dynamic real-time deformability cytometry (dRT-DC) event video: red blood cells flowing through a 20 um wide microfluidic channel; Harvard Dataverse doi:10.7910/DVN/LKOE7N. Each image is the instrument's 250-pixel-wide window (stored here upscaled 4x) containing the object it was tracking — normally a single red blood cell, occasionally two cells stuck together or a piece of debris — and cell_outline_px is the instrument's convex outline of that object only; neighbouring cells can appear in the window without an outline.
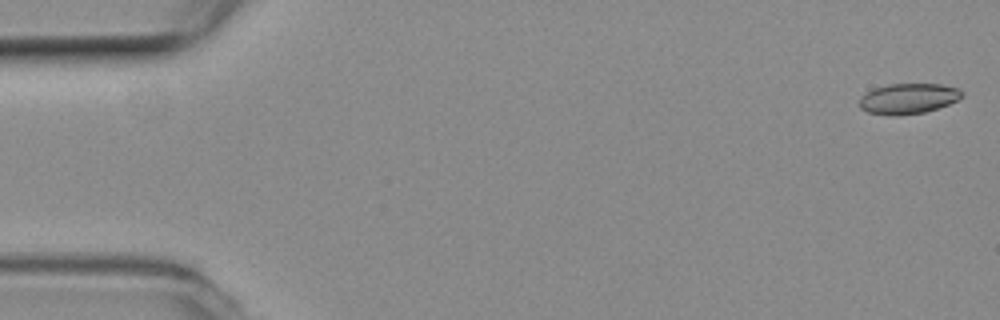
{"species": "common noctule bat (a hibernating species)", "species_latin": "Nyctalus noctula", "temperature_condition": "room temperature", "stored_images_in_passage": 6, "camera_frame_rate_fps": 3000, "um_per_image_px": 0.085, "animal": {"sex": "female", "body_mass_g": 19.3, "forearm_length_mm": 54.1}, "frame": {"image": 1, "passage_image": 1, "time_ms": 0.0, "image_size_px": [1000, 320], "cell_outline_px": [[964, 96], [948, 104], [924, 112], [900, 116], [892, 116], [868, 112], [860, 108], [860, 96], [876, 88], [888, 84], [940, 84], [960, 88], [964, 92]], "centroid_in_image_um": [77.22, 8.38], "position_along_channel_um": 7.8, "area_um2": 18.21}}
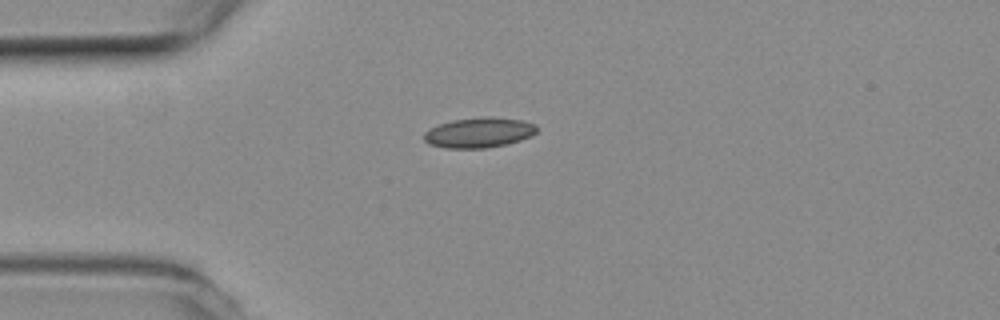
{"frame": {"image": 2, "passage_image": 4, "time_ms": 1.0, "image_size_px": [1000, 320], "cell_outline_px": [[536, 132], [532, 136], [520, 140], [488, 148], [444, 148], [428, 144], [424, 140], [424, 132], [440, 124], [452, 120], [480, 116], [492, 116], [520, 120], [536, 124]], "centroid_in_image_um": [40.71, 11.26], "position_along_channel_um": 44.3, "area_um2": 19.88}}
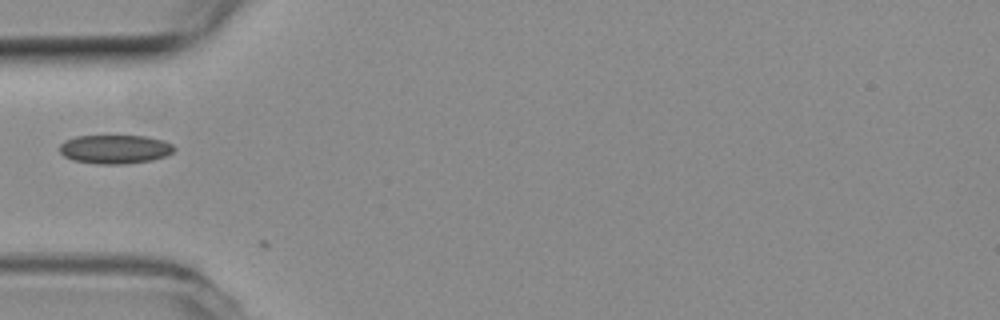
{"frame": {"image": 3, "passage_image": 5, "time_ms": 1.333, "image_size_px": [1000, 320], "cell_outline_px": [[176, 148], [172, 152], [164, 156], [152, 160], [124, 164], [96, 164], [72, 160], [64, 156], [60, 152], [60, 144], [64, 140], [76, 136], [148, 136], [164, 140], [172, 144]], "centroid_in_image_um": [9.76, 12.68], "position_along_channel_um": 75.2, "area_um2": 19.36}}